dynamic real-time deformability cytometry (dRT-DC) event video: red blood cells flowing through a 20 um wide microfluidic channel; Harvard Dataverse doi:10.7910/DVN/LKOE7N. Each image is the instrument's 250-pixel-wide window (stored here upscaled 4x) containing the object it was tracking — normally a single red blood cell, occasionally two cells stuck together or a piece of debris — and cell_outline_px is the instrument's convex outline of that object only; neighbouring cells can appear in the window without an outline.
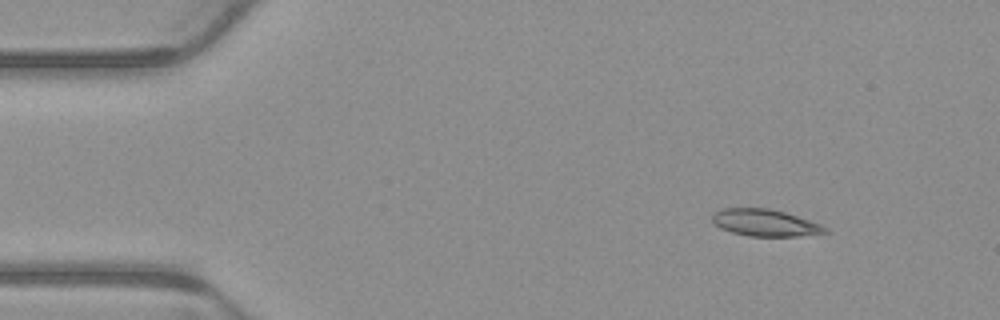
{"species": "common noctule bat (a hibernating species)", "species_latin": "Nyctalus noctula", "temperature_condition": "warm", "stored_images_in_passage": 4, "camera_frame_rate_fps": 3000, "um_per_image_px": 0.085, "animal": {"sex": "male", "body_mass_g": 23.1, "forearm_length_mm": 52.7}, "frame": {"image": 1, "passage_image": 2, "time_ms": 0.333, "image_size_px": [1000, 320], "cell_outline_px": [[832, 232], [800, 236], [748, 236], [732, 232], [720, 228], [712, 224], [712, 212], [720, 208], [768, 208], [784, 212], [820, 224], [828, 228]], "centroid_in_image_um": [64.99, 18.94], "position_along_channel_um": 20.0, "area_um2": 17.86}}